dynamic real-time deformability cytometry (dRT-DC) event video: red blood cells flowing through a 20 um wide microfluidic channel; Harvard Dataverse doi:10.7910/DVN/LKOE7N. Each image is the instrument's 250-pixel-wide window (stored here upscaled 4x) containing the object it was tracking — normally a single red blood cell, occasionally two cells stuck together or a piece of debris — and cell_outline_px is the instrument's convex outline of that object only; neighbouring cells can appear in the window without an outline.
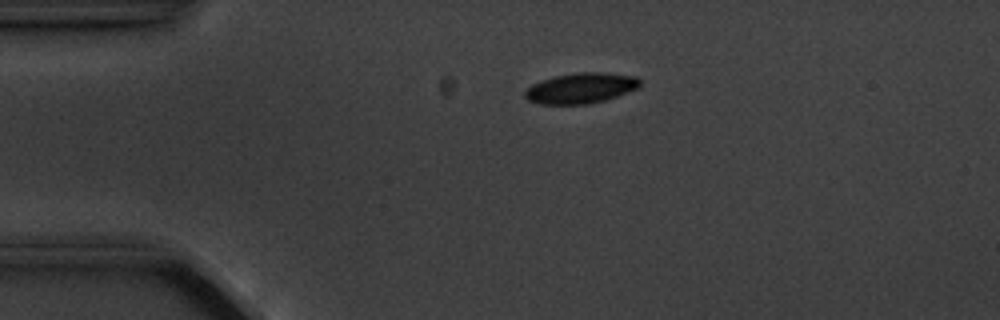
{"species": "common noctule bat (a hibernating species)", "species_latin": "Nyctalus noctula", "temperature_condition": "cold", "stored_images_in_passage": 2, "camera_frame_rate_fps": 3000, "um_per_image_px": 0.085, "animal": {"sex": "male", "body_mass_g": 20.1, "forearm_length_mm": 53.5}, "frame": {"image": 1, "passage_image": 1, "time_ms": 0.0, "image_size_px": [1000, 320], "cell_outline_px": [[640, 84], [636, 88], [628, 92], [604, 100], [588, 104], [540, 104], [528, 100], [524, 96], [524, 92], [532, 84], [540, 80], [556, 76], [580, 72], [604, 72], [636, 76], [640, 80]], "centroid_in_image_um": [49.36, 7.49], "position_along_channel_um": 35.6, "area_um2": 20.35}}